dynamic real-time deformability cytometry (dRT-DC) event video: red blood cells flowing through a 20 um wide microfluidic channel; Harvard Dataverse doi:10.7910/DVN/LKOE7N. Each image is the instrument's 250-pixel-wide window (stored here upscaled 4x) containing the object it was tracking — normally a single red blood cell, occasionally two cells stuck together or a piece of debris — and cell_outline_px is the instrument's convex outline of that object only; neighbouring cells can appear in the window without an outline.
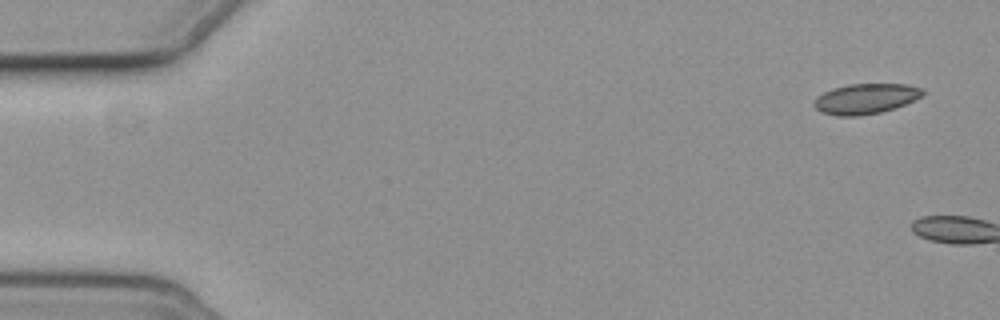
{"species": "common noctule bat (a hibernating species)", "species_latin": "Nyctalus noctula", "temperature_condition": "cold", "stored_images_in_passage": 2, "camera_frame_rate_fps": 3000, "um_per_image_px": 0.085, "animal": {"sex": "female", "body_mass_g": 19.3, "forearm_length_mm": 54.1}, "frame": {"image": 1, "passage_image": 1, "time_ms": 0.0, "image_size_px": [1000, 320], "cell_outline_px": [[924, 96], [904, 104], [880, 112], [860, 116], [836, 116], [820, 112], [812, 104], [816, 96], [832, 88], [848, 84], [908, 84], [924, 88]], "centroid_in_image_um": [73.56, 8.39], "position_along_channel_um": 11.4, "area_um2": 19.36}}